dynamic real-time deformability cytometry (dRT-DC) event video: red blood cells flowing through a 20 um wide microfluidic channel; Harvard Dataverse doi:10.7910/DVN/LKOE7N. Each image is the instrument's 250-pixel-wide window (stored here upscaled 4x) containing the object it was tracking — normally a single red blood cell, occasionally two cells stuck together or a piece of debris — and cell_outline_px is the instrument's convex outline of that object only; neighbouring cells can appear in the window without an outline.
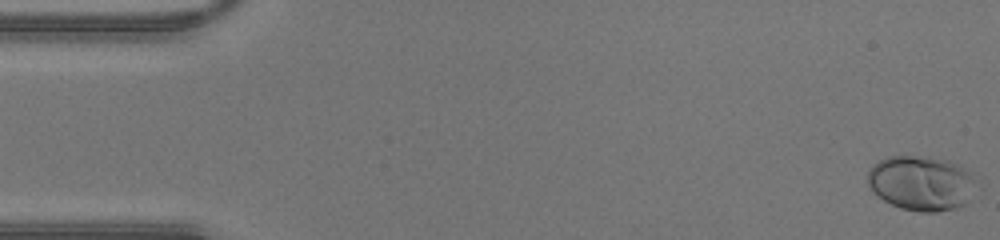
{"species": "human", "species_latin": "Homo sapiens", "temperature_condition": "warm", "stored_images_in_passage": 46, "camera_frame_rate_fps": 3000, "um_per_image_px": 0.085, "donor": {"sex": "male"}, "frame": {"image": 1, "passage_image": 1, "time_ms": 0.0, "image_size_px": [1000, 240], "cell_outline_px": [[980, 176], [968, 200], [964, 204], [956, 208], [936, 212], [920, 212], [900, 208], [884, 200], [868, 184], [868, 172], [880, 160], [888, 156], [912, 156], [948, 160], [960, 164], [980, 172]], "centroid_in_image_um": [78.43, 15.55], "position_along_channel_um": 6.6, "area_um2": 35.03}}
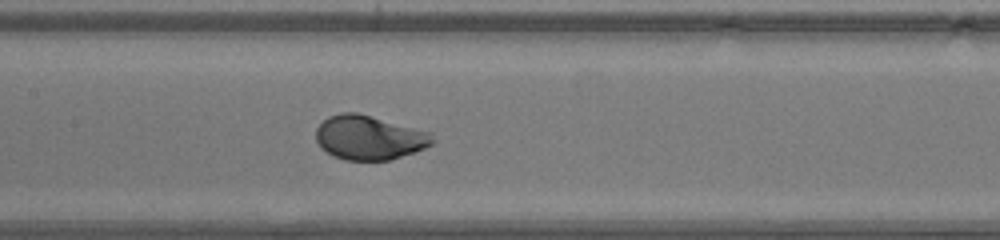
{"frame": {"image": 2, "passage_image": 22, "time_ms": 7.0, "image_size_px": [1000, 240], "cell_outline_px": [[436, 140], [432, 144], [424, 148], [388, 160], [344, 160], [332, 156], [320, 148], [316, 140], [316, 128], [328, 116], [340, 112], [356, 112], [428, 132]], "centroid_in_image_um": [31.31, 11.7], "position_along_channel_um": 176.1, "area_um2": 29.77}}
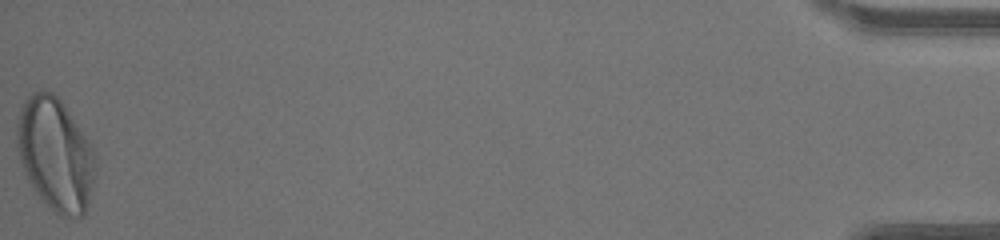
{"frame": {"image": 3, "passage_image": 46, "time_ms": 15.0, "image_size_px": [1000, 240], "cell_outline_px": [[96, 168], [88, 204], [84, 216], [60, 216], [40, 196], [28, 180], [24, 172], [20, 160], [16, 144], [16, 128], [20, 112], [24, 100], [32, 92], [52, 92], [60, 100], [80, 128], [88, 140], [96, 156]], "centroid_in_image_um": [4.71, 13.11], "position_along_channel_um": 430.5, "area_um2": 50.92}}